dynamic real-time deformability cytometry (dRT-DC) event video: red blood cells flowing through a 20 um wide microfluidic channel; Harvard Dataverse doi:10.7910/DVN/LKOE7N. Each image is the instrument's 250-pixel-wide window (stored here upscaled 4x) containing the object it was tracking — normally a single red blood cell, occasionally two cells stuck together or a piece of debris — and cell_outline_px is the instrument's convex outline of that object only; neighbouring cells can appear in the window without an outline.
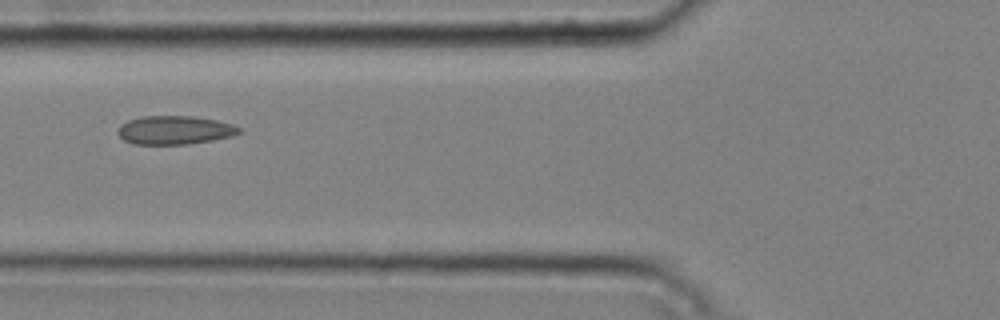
{"species": "common noctule bat (a hibernating species)", "species_latin": "Nyctalus noctula", "temperature_condition": "cold", "stored_images_in_passage": 5, "segment_of_instrument_passage": [1, 2], "camera_frame_rate_fps": 3000, "um_per_image_px": 0.085, "animal": {"sex": "male", "body_mass_g": 20.4}, "frame": {"image": 1, "passage_image": 4, "time_ms": 1.0, "image_size_px": [1000, 320], "cell_outline_px": [[240, 132], [232, 136], [212, 140], [188, 144], [132, 144], [124, 140], [116, 132], [120, 124], [128, 120], [140, 116], [192, 116], [216, 120], [232, 124], [240, 128]], "centroid_in_image_um": [14.8, 11.05], "position_along_channel_um": 111.0, "area_um2": 20.23}}